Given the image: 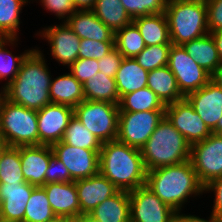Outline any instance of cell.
Segmentation results:
<instances>
[{
  "mask_svg": "<svg viewBox=\"0 0 222 222\" xmlns=\"http://www.w3.org/2000/svg\"><path fill=\"white\" fill-rule=\"evenodd\" d=\"M43 53L33 49L23 60L14 80L7 85L5 98L28 109L41 110L51 103V75Z\"/></svg>",
  "mask_w": 222,
  "mask_h": 222,
  "instance_id": "obj_1",
  "label": "cell"
},
{
  "mask_svg": "<svg viewBox=\"0 0 222 222\" xmlns=\"http://www.w3.org/2000/svg\"><path fill=\"white\" fill-rule=\"evenodd\" d=\"M99 173L119 190L132 191L146 183L141 150L113 140L102 143L99 152Z\"/></svg>",
  "mask_w": 222,
  "mask_h": 222,
  "instance_id": "obj_2",
  "label": "cell"
},
{
  "mask_svg": "<svg viewBox=\"0 0 222 222\" xmlns=\"http://www.w3.org/2000/svg\"><path fill=\"white\" fill-rule=\"evenodd\" d=\"M145 185L176 212L193 194L204 192L190 160L147 171Z\"/></svg>",
  "mask_w": 222,
  "mask_h": 222,
  "instance_id": "obj_3",
  "label": "cell"
},
{
  "mask_svg": "<svg viewBox=\"0 0 222 222\" xmlns=\"http://www.w3.org/2000/svg\"><path fill=\"white\" fill-rule=\"evenodd\" d=\"M191 145L166 116L141 148L146 171L190 160Z\"/></svg>",
  "mask_w": 222,
  "mask_h": 222,
  "instance_id": "obj_4",
  "label": "cell"
},
{
  "mask_svg": "<svg viewBox=\"0 0 222 222\" xmlns=\"http://www.w3.org/2000/svg\"><path fill=\"white\" fill-rule=\"evenodd\" d=\"M165 14L172 45H182L209 33L205 0H167Z\"/></svg>",
  "mask_w": 222,
  "mask_h": 222,
  "instance_id": "obj_5",
  "label": "cell"
},
{
  "mask_svg": "<svg viewBox=\"0 0 222 222\" xmlns=\"http://www.w3.org/2000/svg\"><path fill=\"white\" fill-rule=\"evenodd\" d=\"M0 134L10 147L38 145L37 111L4 98L0 105Z\"/></svg>",
  "mask_w": 222,
  "mask_h": 222,
  "instance_id": "obj_6",
  "label": "cell"
},
{
  "mask_svg": "<svg viewBox=\"0 0 222 222\" xmlns=\"http://www.w3.org/2000/svg\"><path fill=\"white\" fill-rule=\"evenodd\" d=\"M74 116L101 143L117 139L119 104L84 100L74 108Z\"/></svg>",
  "mask_w": 222,
  "mask_h": 222,
  "instance_id": "obj_7",
  "label": "cell"
},
{
  "mask_svg": "<svg viewBox=\"0 0 222 222\" xmlns=\"http://www.w3.org/2000/svg\"><path fill=\"white\" fill-rule=\"evenodd\" d=\"M164 116L165 111L119 112L117 140L141 150Z\"/></svg>",
  "mask_w": 222,
  "mask_h": 222,
  "instance_id": "obj_8",
  "label": "cell"
},
{
  "mask_svg": "<svg viewBox=\"0 0 222 222\" xmlns=\"http://www.w3.org/2000/svg\"><path fill=\"white\" fill-rule=\"evenodd\" d=\"M167 66L175 76L184 97L210 81V74L200 67L181 45H171Z\"/></svg>",
  "mask_w": 222,
  "mask_h": 222,
  "instance_id": "obj_9",
  "label": "cell"
},
{
  "mask_svg": "<svg viewBox=\"0 0 222 222\" xmlns=\"http://www.w3.org/2000/svg\"><path fill=\"white\" fill-rule=\"evenodd\" d=\"M190 161L203 186L222 176V135L212 133L205 140L192 144Z\"/></svg>",
  "mask_w": 222,
  "mask_h": 222,
  "instance_id": "obj_10",
  "label": "cell"
},
{
  "mask_svg": "<svg viewBox=\"0 0 222 222\" xmlns=\"http://www.w3.org/2000/svg\"><path fill=\"white\" fill-rule=\"evenodd\" d=\"M130 222H172L176 213L146 185L129 191Z\"/></svg>",
  "mask_w": 222,
  "mask_h": 222,
  "instance_id": "obj_11",
  "label": "cell"
},
{
  "mask_svg": "<svg viewBox=\"0 0 222 222\" xmlns=\"http://www.w3.org/2000/svg\"><path fill=\"white\" fill-rule=\"evenodd\" d=\"M165 116L190 145L212 134L186 98L166 105Z\"/></svg>",
  "mask_w": 222,
  "mask_h": 222,
  "instance_id": "obj_12",
  "label": "cell"
},
{
  "mask_svg": "<svg viewBox=\"0 0 222 222\" xmlns=\"http://www.w3.org/2000/svg\"><path fill=\"white\" fill-rule=\"evenodd\" d=\"M53 154L69 170L75 181L95 176L99 173V152L84 148H75L63 141L51 145Z\"/></svg>",
  "mask_w": 222,
  "mask_h": 222,
  "instance_id": "obj_13",
  "label": "cell"
},
{
  "mask_svg": "<svg viewBox=\"0 0 222 222\" xmlns=\"http://www.w3.org/2000/svg\"><path fill=\"white\" fill-rule=\"evenodd\" d=\"M73 116L74 108L63 104L50 103L38 110V145L60 142Z\"/></svg>",
  "mask_w": 222,
  "mask_h": 222,
  "instance_id": "obj_14",
  "label": "cell"
},
{
  "mask_svg": "<svg viewBox=\"0 0 222 222\" xmlns=\"http://www.w3.org/2000/svg\"><path fill=\"white\" fill-rule=\"evenodd\" d=\"M40 34L50 43L51 55L58 63L69 67L78 59L80 38L66 22L48 26Z\"/></svg>",
  "mask_w": 222,
  "mask_h": 222,
  "instance_id": "obj_15",
  "label": "cell"
},
{
  "mask_svg": "<svg viewBox=\"0 0 222 222\" xmlns=\"http://www.w3.org/2000/svg\"><path fill=\"white\" fill-rule=\"evenodd\" d=\"M185 98L212 131L222 118V90L209 81L204 87L188 94Z\"/></svg>",
  "mask_w": 222,
  "mask_h": 222,
  "instance_id": "obj_16",
  "label": "cell"
},
{
  "mask_svg": "<svg viewBox=\"0 0 222 222\" xmlns=\"http://www.w3.org/2000/svg\"><path fill=\"white\" fill-rule=\"evenodd\" d=\"M35 186L28 182L0 184V219L24 222L26 204Z\"/></svg>",
  "mask_w": 222,
  "mask_h": 222,
  "instance_id": "obj_17",
  "label": "cell"
},
{
  "mask_svg": "<svg viewBox=\"0 0 222 222\" xmlns=\"http://www.w3.org/2000/svg\"><path fill=\"white\" fill-rule=\"evenodd\" d=\"M75 185L80 215L90 213L100 203L119 191L108 178L100 173L89 178L75 180Z\"/></svg>",
  "mask_w": 222,
  "mask_h": 222,
  "instance_id": "obj_18",
  "label": "cell"
},
{
  "mask_svg": "<svg viewBox=\"0 0 222 222\" xmlns=\"http://www.w3.org/2000/svg\"><path fill=\"white\" fill-rule=\"evenodd\" d=\"M52 155L50 145L20 146L21 170L25 181L35 187L45 185V171Z\"/></svg>",
  "mask_w": 222,
  "mask_h": 222,
  "instance_id": "obj_19",
  "label": "cell"
},
{
  "mask_svg": "<svg viewBox=\"0 0 222 222\" xmlns=\"http://www.w3.org/2000/svg\"><path fill=\"white\" fill-rule=\"evenodd\" d=\"M55 215L79 216L80 206L75 181L54 182L42 186Z\"/></svg>",
  "mask_w": 222,
  "mask_h": 222,
  "instance_id": "obj_20",
  "label": "cell"
},
{
  "mask_svg": "<svg viewBox=\"0 0 222 222\" xmlns=\"http://www.w3.org/2000/svg\"><path fill=\"white\" fill-rule=\"evenodd\" d=\"M66 23L80 39L115 41V33L92 10H76Z\"/></svg>",
  "mask_w": 222,
  "mask_h": 222,
  "instance_id": "obj_21",
  "label": "cell"
},
{
  "mask_svg": "<svg viewBox=\"0 0 222 222\" xmlns=\"http://www.w3.org/2000/svg\"><path fill=\"white\" fill-rule=\"evenodd\" d=\"M88 214L100 222H130L129 191L119 190Z\"/></svg>",
  "mask_w": 222,
  "mask_h": 222,
  "instance_id": "obj_22",
  "label": "cell"
},
{
  "mask_svg": "<svg viewBox=\"0 0 222 222\" xmlns=\"http://www.w3.org/2000/svg\"><path fill=\"white\" fill-rule=\"evenodd\" d=\"M50 99L51 103L63 104L75 108L85 100L83 84L71 73L60 75L51 80Z\"/></svg>",
  "mask_w": 222,
  "mask_h": 222,
  "instance_id": "obj_23",
  "label": "cell"
},
{
  "mask_svg": "<svg viewBox=\"0 0 222 222\" xmlns=\"http://www.w3.org/2000/svg\"><path fill=\"white\" fill-rule=\"evenodd\" d=\"M149 71L143 69L134 57L123 58L118 69L115 82L120 99L128 94L147 86Z\"/></svg>",
  "mask_w": 222,
  "mask_h": 222,
  "instance_id": "obj_24",
  "label": "cell"
},
{
  "mask_svg": "<svg viewBox=\"0 0 222 222\" xmlns=\"http://www.w3.org/2000/svg\"><path fill=\"white\" fill-rule=\"evenodd\" d=\"M147 87L158 96L165 106L185 98L168 66L149 71Z\"/></svg>",
  "mask_w": 222,
  "mask_h": 222,
  "instance_id": "obj_25",
  "label": "cell"
},
{
  "mask_svg": "<svg viewBox=\"0 0 222 222\" xmlns=\"http://www.w3.org/2000/svg\"><path fill=\"white\" fill-rule=\"evenodd\" d=\"M194 61L209 74L221 64L215 41L210 33L181 45Z\"/></svg>",
  "mask_w": 222,
  "mask_h": 222,
  "instance_id": "obj_26",
  "label": "cell"
},
{
  "mask_svg": "<svg viewBox=\"0 0 222 222\" xmlns=\"http://www.w3.org/2000/svg\"><path fill=\"white\" fill-rule=\"evenodd\" d=\"M132 22L137 26L146 46L172 44L165 13L136 17Z\"/></svg>",
  "mask_w": 222,
  "mask_h": 222,
  "instance_id": "obj_27",
  "label": "cell"
},
{
  "mask_svg": "<svg viewBox=\"0 0 222 222\" xmlns=\"http://www.w3.org/2000/svg\"><path fill=\"white\" fill-rule=\"evenodd\" d=\"M83 93L85 100L88 101L120 103L115 78L108 77L100 71L83 84Z\"/></svg>",
  "mask_w": 222,
  "mask_h": 222,
  "instance_id": "obj_28",
  "label": "cell"
},
{
  "mask_svg": "<svg viewBox=\"0 0 222 222\" xmlns=\"http://www.w3.org/2000/svg\"><path fill=\"white\" fill-rule=\"evenodd\" d=\"M92 11L114 33L133 21L120 0H96Z\"/></svg>",
  "mask_w": 222,
  "mask_h": 222,
  "instance_id": "obj_29",
  "label": "cell"
},
{
  "mask_svg": "<svg viewBox=\"0 0 222 222\" xmlns=\"http://www.w3.org/2000/svg\"><path fill=\"white\" fill-rule=\"evenodd\" d=\"M165 105L147 86L120 99L119 112L165 111Z\"/></svg>",
  "mask_w": 222,
  "mask_h": 222,
  "instance_id": "obj_30",
  "label": "cell"
},
{
  "mask_svg": "<svg viewBox=\"0 0 222 222\" xmlns=\"http://www.w3.org/2000/svg\"><path fill=\"white\" fill-rule=\"evenodd\" d=\"M61 141L75 148L94 151L102 148V143L75 116L70 119Z\"/></svg>",
  "mask_w": 222,
  "mask_h": 222,
  "instance_id": "obj_31",
  "label": "cell"
},
{
  "mask_svg": "<svg viewBox=\"0 0 222 222\" xmlns=\"http://www.w3.org/2000/svg\"><path fill=\"white\" fill-rule=\"evenodd\" d=\"M115 48L124 58H131L138 55L145 47L137 26L131 22L115 33Z\"/></svg>",
  "mask_w": 222,
  "mask_h": 222,
  "instance_id": "obj_32",
  "label": "cell"
},
{
  "mask_svg": "<svg viewBox=\"0 0 222 222\" xmlns=\"http://www.w3.org/2000/svg\"><path fill=\"white\" fill-rule=\"evenodd\" d=\"M28 0H0V34L17 38L20 12Z\"/></svg>",
  "mask_w": 222,
  "mask_h": 222,
  "instance_id": "obj_33",
  "label": "cell"
},
{
  "mask_svg": "<svg viewBox=\"0 0 222 222\" xmlns=\"http://www.w3.org/2000/svg\"><path fill=\"white\" fill-rule=\"evenodd\" d=\"M54 215L45 190L35 187L26 204L24 222H47Z\"/></svg>",
  "mask_w": 222,
  "mask_h": 222,
  "instance_id": "obj_34",
  "label": "cell"
},
{
  "mask_svg": "<svg viewBox=\"0 0 222 222\" xmlns=\"http://www.w3.org/2000/svg\"><path fill=\"white\" fill-rule=\"evenodd\" d=\"M0 182L23 183L26 182L21 170L20 146H8L0 156Z\"/></svg>",
  "mask_w": 222,
  "mask_h": 222,
  "instance_id": "obj_35",
  "label": "cell"
},
{
  "mask_svg": "<svg viewBox=\"0 0 222 222\" xmlns=\"http://www.w3.org/2000/svg\"><path fill=\"white\" fill-rule=\"evenodd\" d=\"M16 41H18L17 38H8V40L0 46V80H4L8 77L7 83L2 88H5L14 80L20 70L23 60L33 50H25L26 52H24V54L21 53L22 55L20 54V56H14L5 48V45L8 46L9 43L14 44Z\"/></svg>",
  "mask_w": 222,
  "mask_h": 222,
  "instance_id": "obj_36",
  "label": "cell"
},
{
  "mask_svg": "<svg viewBox=\"0 0 222 222\" xmlns=\"http://www.w3.org/2000/svg\"><path fill=\"white\" fill-rule=\"evenodd\" d=\"M171 45L157 44L146 46L134 59L147 71L167 66Z\"/></svg>",
  "mask_w": 222,
  "mask_h": 222,
  "instance_id": "obj_37",
  "label": "cell"
},
{
  "mask_svg": "<svg viewBox=\"0 0 222 222\" xmlns=\"http://www.w3.org/2000/svg\"><path fill=\"white\" fill-rule=\"evenodd\" d=\"M129 16L134 19L140 16L165 13L167 0H120Z\"/></svg>",
  "mask_w": 222,
  "mask_h": 222,
  "instance_id": "obj_38",
  "label": "cell"
},
{
  "mask_svg": "<svg viewBox=\"0 0 222 222\" xmlns=\"http://www.w3.org/2000/svg\"><path fill=\"white\" fill-rule=\"evenodd\" d=\"M115 48V41H97L93 39H80L78 58H103Z\"/></svg>",
  "mask_w": 222,
  "mask_h": 222,
  "instance_id": "obj_39",
  "label": "cell"
},
{
  "mask_svg": "<svg viewBox=\"0 0 222 222\" xmlns=\"http://www.w3.org/2000/svg\"><path fill=\"white\" fill-rule=\"evenodd\" d=\"M68 68L70 73L82 84L99 72L98 62L93 58H78Z\"/></svg>",
  "mask_w": 222,
  "mask_h": 222,
  "instance_id": "obj_40",
  "label": "cell"
},
{
  "mask_svg": "<svg viewBox=\"0 0 222 222\" xmlns=\"http://www.w3.org/2000/svg\"><path fill=\"white\" fill-rule=\"evenodd\" d=\"M74 181L67 167L54 156L49 159L48 168L45 171V184L54 182H72Z\"/></svg>",
  "mask_w": 222,
  "mask_h": 222,
  "instance_id": "obj_41",
  "label": "cell"
},
{
  "mask_svg": "<svg viewBox=\"0 0 222 222\" xmlns=\"http://www.w3.org/2000/svg\"><path fill=\"white\" fill-rule=\"evenodd\" d=\"M123 58L121 53L114 48L103 58L97 60L99 71L108 77L115 78Z\"/></svg>",
  "mask_w": 222,
  "mask_h": 222,
  "instance_id": "obj_42",
  "label": "cell"
},
{
  "mask_svg": "<svg viewBox=\"0 0 222 222\" xmlns=\"http://www.w3.org/2000/svg\"><path fill=\"white\" fill-rule=\"evenodd\" d=\"M40 2L44 9L55 13L59 20L64 18L63 23L76 11L71 0H41Z\"/></svg>",
  "mask_w": 222,
  "mask_h": 222,
  "instance_id": "obj_43",
  "label": "cell"
},
{
  "mask_svg": "<svg viewBox=\"0 0 222 222\" xmlns=\"http://www.w3.org/2000/svg\"><path fill=\"white\" fill-rule=\"evenodd\" d=\"M209 33L222 30V0H205Z\"/></svg>",
  "mask_w": 222,
  "mask_h": 222,
  "instance_id": "obj_44",
  "label": "cell"
},
{
  "mask_svg": "<svg viewBox=\"0 0 222 222\" xmlns=\"http://www.w3.org/2000/svg\"><path fill=\"white\" fill-rule=\"evenodd\" d=\"M210 190L214 191L215 195L212 214L222 221V176L217 177L204 186L205 192H210Z\"/></svg>",
  "mask_w": 222,
  "mask_h": 222,
  "instance_id": "obj_45",
  "label": "cell"
},
{
  "mask_svg": "<svg viewBox=\"0 0 222 222\" xmlns=\"http://www.w3.org/2000/svg\"><path fill=\"white\" fill-rule=\"evenodd\" d=\"M181 211H177L174 214V217L172 219V222H222L220 219H218L214 214L211 213V216L209 220H205L203 218H200L195 215H186L181 214Z\"/></svg>",
  "mask_w": 222,
  "mask_h": 222,
  "instance_id": "obj_46",
  "label": "cell"
},
{
  "mask_svg": "<svg viewBox=\"0 0 222 222\" xmlns=\"http://www.w3.org/2000/svg\"><path fill=\"white\" fill-rule=\"evenodd\" d=\"M76 10H92L96 0H71Z\"/></svg>",
  "mask_w": 222,
  "mask_h": 222,
  "instance_id": "obj_47",
  "label": "cell"
},
{
  "mask_svg": "<svg viewBox=\"0 0 222 222\" xmlns=\"http://www.w3.org/2000/svg\"><path fill=\"white\" fill-rule=\"evenodd\" d=\"M210 81L222 90V64L210 74Z\"/></svg>",
  "mask_w": 222,
  "mask_h": 222,
  "instance_id": "obj_48",
  "label": "cell"
},
{
  "mask_svg": "<svg viewBox=\"0 0 222 222\" xmlns=\"http://www.w3.org/2000/svg\"><path fill=\"white\" fill-rule=\"evenodd\" d=\"M215 41L216 48L218 50L219 58L222 62V30L210 33Z\"/></svg>",
  "mask_w": 222,
  "mask_h": 222,
  "instance_id": "obj_49",
  "label": "cell"
},
{
  "mask_svg": "<svg viewBox=\"0 0 222 222\" xmlns=\"http://www.w3.org/2000/svg\"><path fill=\"white\" fill-rule=\"evenodd\" d=\"M66 222H86V214L71 217L66 216Z\"/></svg>",
  "mask_w": 222,
  "mask_h": 222,
  "instance_id": "obj_50",
  "label": "cell"
},
{
  "mask_svg": "<svg viewBox=\"0 0 222 222\" xmlns=\"http://www.w3.org/2000/svg\"><path fill=\"white\" fill-rule=\"evenodd\" d=\"M47 222H66V216L63 215H54L50 220Z\"/></svg>",
  "mask_w": 222,
  "mask_h": 222,
  "instance_id": "obj_51",
  "label": "cell"
},
{
  "mask_svg": "<svg viewBox=\"0 0 222 222\" xmlns=\"http://www.w3.org/2000/svg\"><path fill=\"white\" fill-rule=\"evenodd\" d=\"M212 133L222 135V118L218 121L217 126L212 130Z\"/></svg>",
  "mask_w": 222,
  "mask_h": 222,
  "instance_id": "obj_52",
  "label": "cell"
},
{
  "mask_svg": "<svg viewBox=\"0 0 222 222\" xmlns=\"http://www.w3.org/2000/svg\"><path fill=\"white\" fill-rule=\"evenodd\" d=\"M8 147L7 142L4 139H0V156L5 151V149Z\"/></svg>",
  "mask_w": 222,
  "mask_h": 222,
  "instance_id": "obj_53",
  "label": "cell"
},
{
  "mask_svg": "<svg viewBox=\"0 0 222 222\" xmlns=\"http://www.w3.org/2000/svg\"><path fill=\"white\" fill-rule=\"evenodd\" d=\"M86 222H100V221L91 217L89 214H86Z\"/></svg>",
  "mask_w": 222,
  "mask_h": 222,
  "instance_id": "obj_54",
  "label": "cell"
},
{
  "mask_svg": "<svg viewBox=\"0 0 222 222\" xmlns=\"http://www.w3.org/2000/svg\"><path fill=\"white\" fill-rule=\"evenodd\" d=\"M8 40V37L3 35V34H0V46L6 42Z\"/></svg>",
  "mask_w": 222,
  "mask_h": 222,
  "instance_id": "obj_55",
  "label": "cell"
},
{
  "mask_svg": "<svg viewBox=\"0 0 222 222\" xmlns=\"http://www.w3.org/2000/svg\"><path fill=\"white\" fill-rule=\"evenodd\" d=\"M5 98V90H4V88L3 89H1V91H0V105H1V102H2V100Z\"/></svg>",
  "mask_w": 222,
  "mask_h": 222,
  "instance_id": "obj_56",
  "label": "cell"
}]
</instances>
